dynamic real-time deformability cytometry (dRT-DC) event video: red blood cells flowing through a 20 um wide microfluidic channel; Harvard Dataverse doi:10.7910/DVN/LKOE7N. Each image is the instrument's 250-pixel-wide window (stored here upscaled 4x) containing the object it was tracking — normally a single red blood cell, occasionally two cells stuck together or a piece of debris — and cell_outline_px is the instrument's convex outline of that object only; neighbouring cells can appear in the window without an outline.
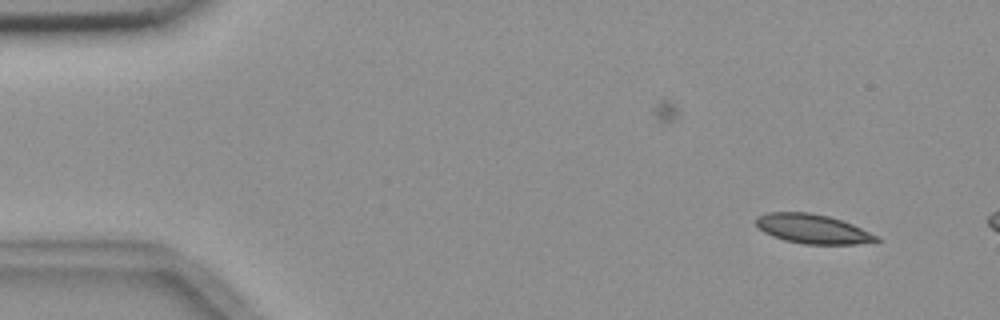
{"species": "common noctule bat (a hibernating species)", "species_latin": "Nyctalus noctula", "temperature_condition": "room temperature", "stored_images_in_passage": 3, "camera_frame_rate_fps": 3000, "um_per_image_px": 0.085, "animal": {"sex": "female", "body_mass_g": 18.4}, "frame": {"image": 1, "passage_image": 1, "time_ms": 0.0, "image_size_px": [1000, 320], "cell_outline_px": [[880, 240], [856, 244], [804, 244], [784, 240], [772, 236], [764, 232], [756, 224], [756, 216], [768, 212], [808, 212], [828, 216], [852, 224], [880, 236]], "centroid_in_image_um": [69.07, 19.45], "position_along_channel_um": 15.9, "area_um2": 20.52}}